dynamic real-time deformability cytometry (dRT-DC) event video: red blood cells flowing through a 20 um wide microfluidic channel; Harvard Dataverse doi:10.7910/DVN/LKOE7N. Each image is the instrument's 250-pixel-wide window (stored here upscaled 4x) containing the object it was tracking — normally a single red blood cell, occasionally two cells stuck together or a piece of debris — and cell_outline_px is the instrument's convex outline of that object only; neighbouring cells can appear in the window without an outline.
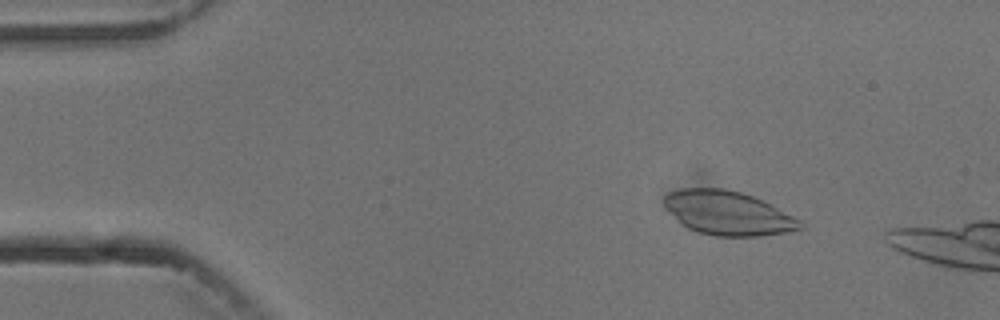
{"species": "common noctule bat (a hibernating species)", "species_latin": "Nyctalus noctula", "temperature_condition": "cold", "stored_images_in_passage": 4, "camera_frame_rate_fps": 3000, "um_per_image_px": 0.085, "animal": {"sex": "male", "body_mass_g": 13.3}, "frame": {"image": 1, "passage_image": 2, "time_ms": 1.0, "image_size_px": [1000, 320], "cell_outline_px": [[804, 228], [784, 232], [760, 236], [712, 236], [696, 232], [680, 224], [664, 208], [664, 196], [668, 192], [680, 188], [724, 188], [740, 192], [752, 196], [800, 220], [804, 224]], "centroid_in_image_um": [61.79, 18.11], "position_along_channel_um": 23.2, "area_um2": 34.85}}